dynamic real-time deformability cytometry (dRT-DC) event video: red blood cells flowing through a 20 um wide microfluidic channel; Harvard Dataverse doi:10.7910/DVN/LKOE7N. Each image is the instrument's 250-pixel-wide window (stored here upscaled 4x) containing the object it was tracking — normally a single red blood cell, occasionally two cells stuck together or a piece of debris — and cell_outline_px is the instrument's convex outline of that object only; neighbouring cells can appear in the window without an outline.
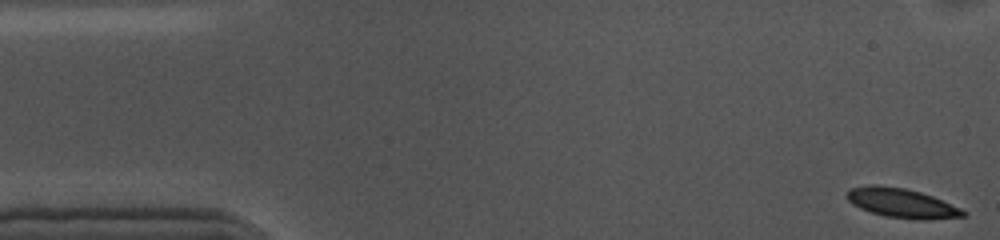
{"species": "common noctule bat (a hibernating species)", "species_latin": "Nyctalus noctula", "temperature_condition": "cold", "stored_images_in_passage": 55, "camera_frame_rate_fps": 3000, "um_per_image_px": 0.085, "animal": {"sex": "female", "body_mass_g": 10.0, "forearm_length_mm": 53.1}, "frame": {"image": 1, "passage_image": 1, "time_ms": 0.0, "image_size_px": [1000, 240], "cell_outline_px": [[968, 212], [964, 216], [924, 220], [916, 220], [884, 216], [860, 208], [852, 204], [848, 200], [848, 192], [852, 188], [872, 184], [876, 184], [904, 188], [920, 192], [932, 196], [960, 208]], "centroid_in_image_um": [76.66, 17.27], "position_along_channel_um": 8.3, "area_um2": 19.71}}
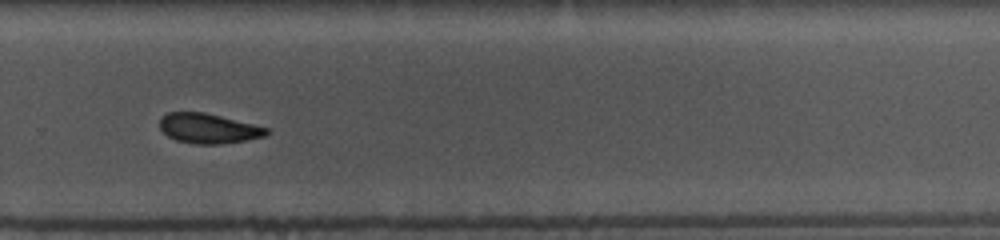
{"frame": {"image": 2, "passage_image": 36, "time_ms": 11.667, "image_size_px": [1000, 240], "cell_outline_px": [[268, 132], [264, 136], [244, 140], [220, 144], [196, 144], [176, 140], [168, 136], [160, 128], [160, 116], [168, 112], [204, 112], [268, 128]], "centroid_in_image_um": [17.66, 10.91], "position_along_channel_um": 312.1, "area_um2": 18.32}}
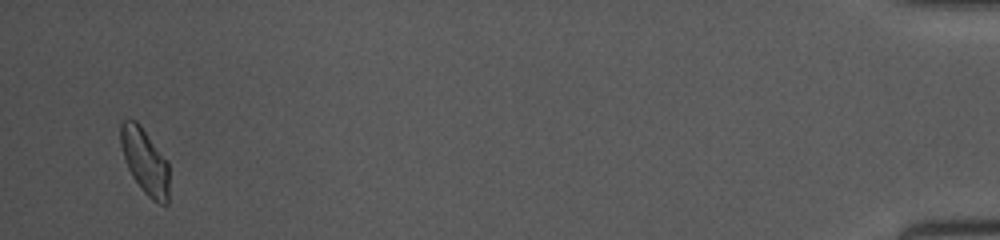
{"frame": {"image": 3, "passage_image": 53, "time_ms": 17.333, "image_size_px": [1000, 240], "cell_outline_px": [[168, 204], [160, 204], [152, 200], [140, 188], [132, 176], [128, 168], [120, 144], [120, 124], [124, 120], [136, 120], [140, 124], [168, 160]], "centroid_in_image_um": [12.32, 13.7], "position_along_channel_um": 422.9, "area_um2": 18.61}, "authors_computed_cell_mechanics": {"area_um2": 19.4786, "velocity_mm_per_s": 3.5443, "shape_relaxation_time_tau1_ms": 2.3483, "shape_relaxation_time_tau2_ms": 1.931, "deformation_change_tau1": 0.0993, "deformation_change_tau2": 0.0768}}